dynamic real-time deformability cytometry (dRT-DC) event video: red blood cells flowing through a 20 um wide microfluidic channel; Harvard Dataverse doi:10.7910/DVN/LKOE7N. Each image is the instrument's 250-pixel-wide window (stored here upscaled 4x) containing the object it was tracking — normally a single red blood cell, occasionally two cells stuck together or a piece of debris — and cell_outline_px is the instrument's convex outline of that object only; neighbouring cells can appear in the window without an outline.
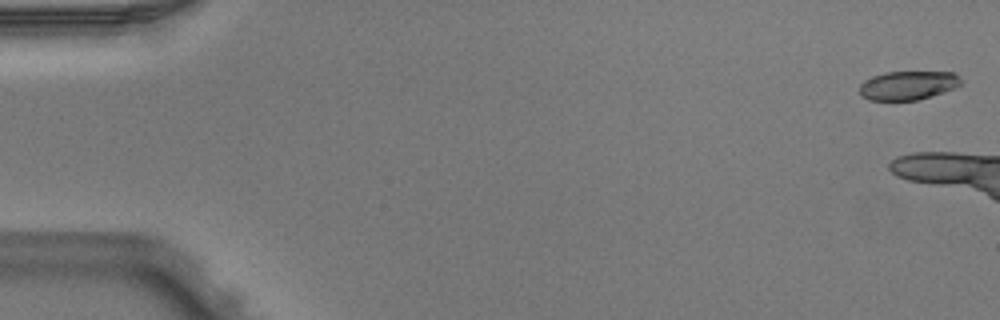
{"species": "Egyptian fruit bat (a non-hibernating species)", "species_latin": "Rousettus aegyptiacus", "temperature_condition": "warm", "stored_images_in_passage": 6, "camera_frame_rate_fps": 3000, "um_per_image_px": 0.085, "animal": {"sex": "male"}, "frame": {"image": 1, "passage_image": 1, "time_ms": 0.0, "image_size_px": [1000, 320], "cell_outline_px": [[960, 84], [956, 88], [932, 96], [916, 100], [868, 100], [860, 96], [860, 84], [864, 80], [872, 76], [884, 72], [952, 72], [960, 80]], "centroid_in_image_um": [77.13, 7.26], "position_along_channel_um": 7.9, "area_um2": 17.05}}